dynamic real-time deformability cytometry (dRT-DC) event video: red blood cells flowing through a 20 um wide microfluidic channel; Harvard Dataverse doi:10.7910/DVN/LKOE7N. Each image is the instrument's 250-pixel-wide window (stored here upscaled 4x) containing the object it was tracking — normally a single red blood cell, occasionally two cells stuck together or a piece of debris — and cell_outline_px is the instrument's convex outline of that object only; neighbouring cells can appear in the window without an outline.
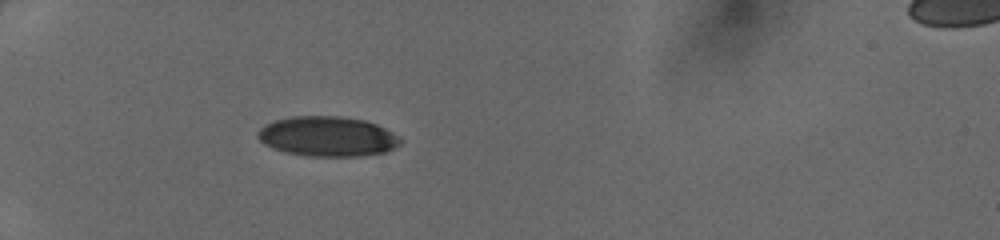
{"species": "human", "species_latin": "Homo sapiens", "temperature_condition": "cold", "stored_images_in_passage": 33, "camera_frame_rate_fps": 3000, "um_per_image_px": 0.085, "donor": {"sex": "female"}, "frame": {"image": 1, "passage_image": 1, "time_ms": 0.0, "image_size_px": [1000, 240], "cell_outline_px": [[404, 140], [400, 144], [388, 152], [360, 156], [308, 156], [284, 152], [272, 148], [264, 144], [256, 136], [260, 128], [264, 124], [276, 120], [292, 116], [336, 116], [364, 120], [376, 124], [392, 132]], "centroid_in_image_um": [27.84, 11.6], "position_along_channel_um": 57.2, "area_um2": 33.35}}
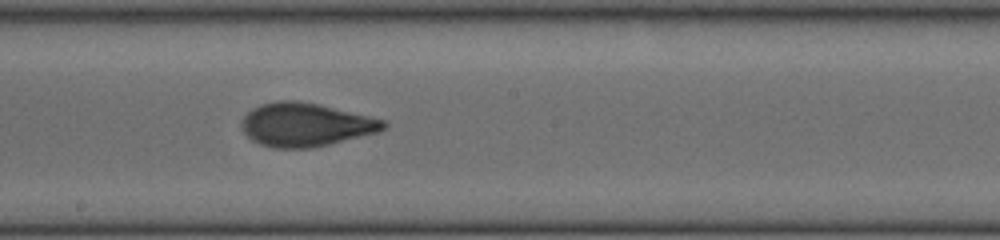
{"frame": {"image": 2, "passage_image": 14, "time_ms": 4.333, "image_size_px": [1000, 240], "cell_outline_px": [[388, 124], [384, 128], [376, 132], [312, 148], [276, 148], [260, 144], [252, 140], [244, 132], [240, 124], [240, 120], [252, 108], [260, 104], [276, 100], [296, 100], [320, 104], [384, 120]], "centroid_in_image_um": [25.92, 10.58], "position_along_channel_um": 222.3, "area_um2": 35.78}}
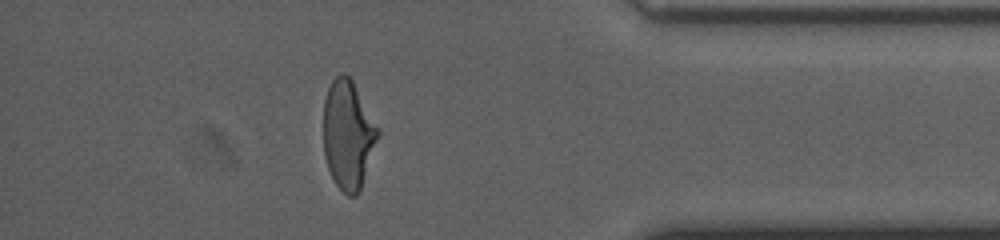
{"frame": {"image": 3, "passage_image": 28, "time_ms": 9.0, "image_size_px": [1000, 240], "cell_outline_px": [[380, 132], [360, 188], [356, 196], [348, 196], [336, 184], [328, 168], [324, 156], [324, 100], [328, 88], [332, 80], [340, 72], [344, 72], [352, 80], [380, 128]], "centroid_in_image_um": [29.58, 11.41], "position_along_channel_um": 405.6, "area_um2": 34.28}}